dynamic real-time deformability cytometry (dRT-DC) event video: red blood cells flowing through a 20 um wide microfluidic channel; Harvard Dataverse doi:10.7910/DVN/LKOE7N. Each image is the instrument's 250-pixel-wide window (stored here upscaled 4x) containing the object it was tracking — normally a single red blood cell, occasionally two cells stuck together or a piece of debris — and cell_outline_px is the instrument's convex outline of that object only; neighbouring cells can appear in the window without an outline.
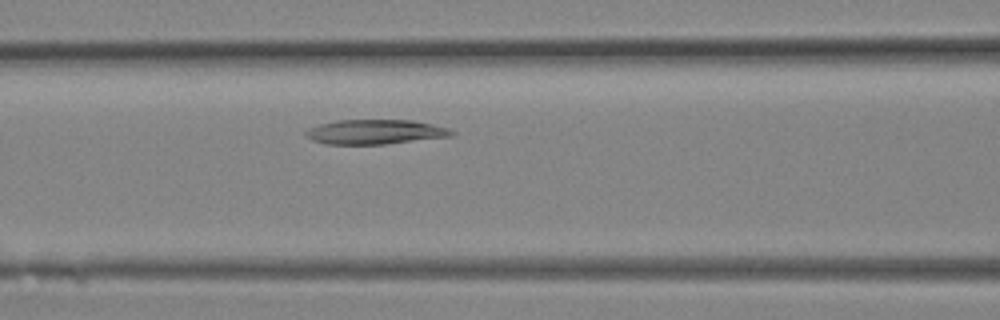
{"species": "Egyptian fruit bat (a non-hibernating species)", "species_latin": "Rousettus aegyptiacus", "temperature_condition": "room temperature", "stored_images_in_passage": 12, "camera_frame_rate_fps": 3000, "um_per_image_px": 0.085, "animal": {"sex": "female"}, "frame": {"image": 1, "passage_image": 7, "time_ms": 2.0, "image_size_px": [1000, 320], "cell_outline_px": [[456, 132], [452, 136], [384, 144], [328, 144], [312, 140], [304, 132], [308, 128], [320, 124], [336, 120], [412, 120], [432, 124], [448, 128]], "centroid_in_image_um": [31.9, 11.2], "position_along_channel_um": 134.7, "area_um2": 20.81}}
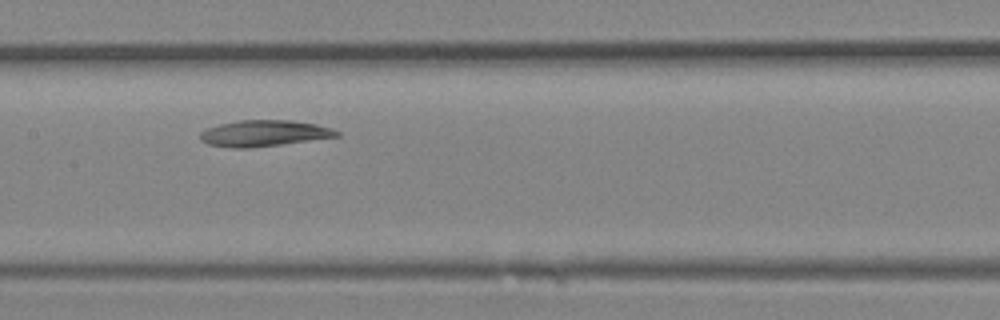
{"frame": {"image": 2, "passage_image": 9, "time_ms": 2.667, "image_size_px": [1000, 320], "cell_outline_px": [[340, 136], [280, 144], [248, 148], [232, 148], [208, 144], [200, 140], [200, 132], [208, 128], [220, 124], [240, 120], [292, 120], [316, 124], [332, 128], [340, 132]], "centroid_in_image_um": [22.44, 11.32], "position_along_channel_um": 185.0, "area_um2": 20.69}}
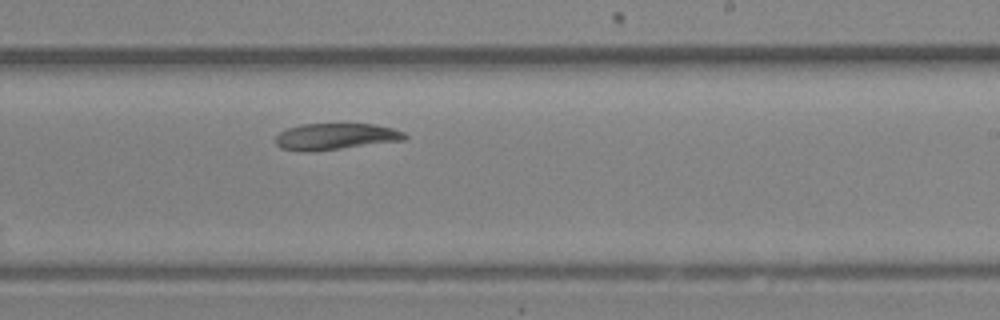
{"frame": {"image": 3, "passage_image": 12, "time_ms": 3.667, "image_size_px": [1000, 320], "cell_outline_px": [[408, 136], [404, 140], [312, 152], [300, 152], [280, 148], [276, 144], [276, 136], [280, 132], [288, 128], [300, 124], [376, 124], [392, 128], [404, 132]], "centroid_in_image_um": [28.5, 11.61], "position_along_channel_um": 260.5, "area_um2": 20.0}}